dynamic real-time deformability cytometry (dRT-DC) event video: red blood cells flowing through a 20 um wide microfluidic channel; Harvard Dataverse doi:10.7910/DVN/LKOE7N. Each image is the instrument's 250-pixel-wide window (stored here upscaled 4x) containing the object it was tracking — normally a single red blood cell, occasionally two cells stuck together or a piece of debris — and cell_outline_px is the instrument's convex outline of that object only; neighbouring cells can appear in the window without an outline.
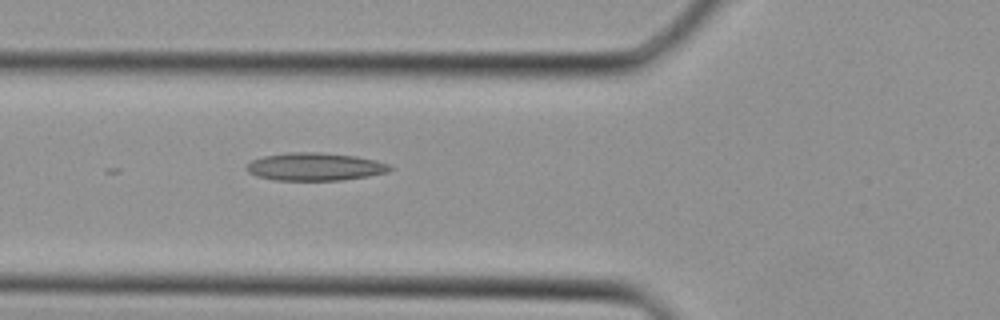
{"species": "Egyptian fruit bat (a non-hibernating species)", "species_latin": "Rousettus aegyptiacus", "temperature_condition": "cold", "stored_images_in_passage": 27, "camera_frame_rate_fps": 3000, "um_per_image_px": 0.085, "animal": {"sex": "female"}, "frame": {"image": 1, "passage_image": 4, "time_ms": 1.0, "image_size_px": [1000, 320], "cell_outline_px": [[392, 168], [388, 172], [368, 176], [340, 180], [272, 180], [256, 176], [248, 172], [244, 168], [252, 160], [264, 156], [288, 152], [320, 152], [356, 156], [376, 160], [388, 164]], "centroid_in_image_um": [26.75, 14.17], "position_along_channel_um": 99.1, "area_um2": 23.29}}
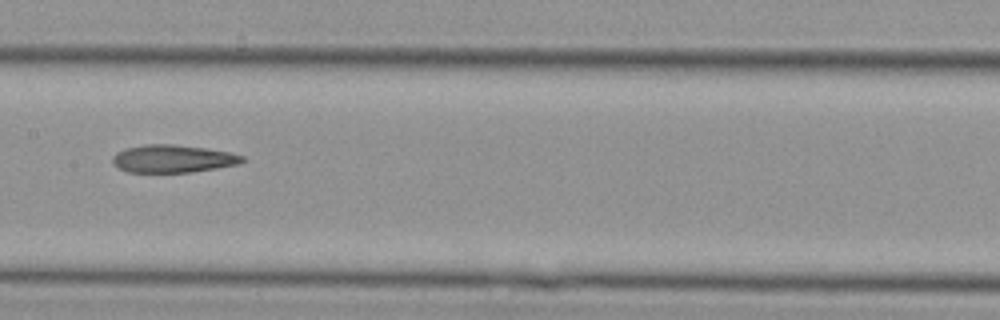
{"frame": {"image": 2, "passage_image": 9, "time_ms": 2.667, "image_size_px": [1000, 320], "cell_outline_px": [[244, 160], [236, 164], [216, 168], [192, 172], [128, 172], [112, 164], [112, 156], [116, 152], [124, 148], [148, 144], [172, 144], [204, 148], [228, 152], [244, 156]], "centroid_in_image_um": [14.63, 13.49], "position_along_channel_um": 192.8, "area_um2": 20.81}}
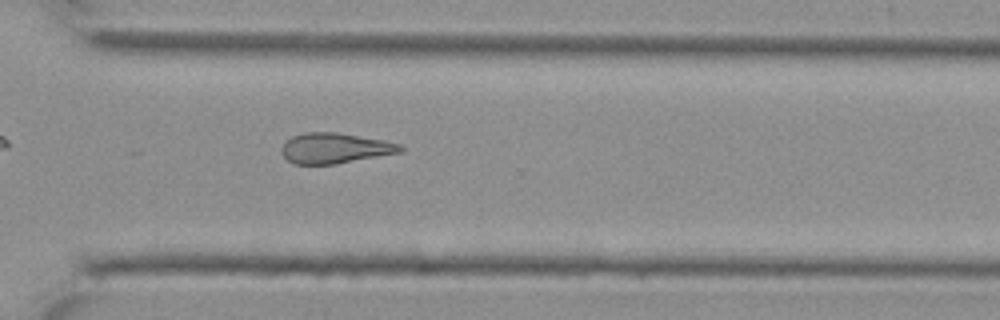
{"frame": {"image": 3, "passage_image": 17, "time_ms": 5.333, "image_size_px": [1000, 320], "cell_outline_px": [[404, 148], [400, 152], [336, 164], [292, 164], [280, 152], [280, 148], [284, 140], [292, 136], [304, 132], [336, 132], [380, 140], [400, 144]], "centroid_in_image_um": [28.37, 12.59], "position_along_channel_um": 342.2, "area_um2": 20.98}}